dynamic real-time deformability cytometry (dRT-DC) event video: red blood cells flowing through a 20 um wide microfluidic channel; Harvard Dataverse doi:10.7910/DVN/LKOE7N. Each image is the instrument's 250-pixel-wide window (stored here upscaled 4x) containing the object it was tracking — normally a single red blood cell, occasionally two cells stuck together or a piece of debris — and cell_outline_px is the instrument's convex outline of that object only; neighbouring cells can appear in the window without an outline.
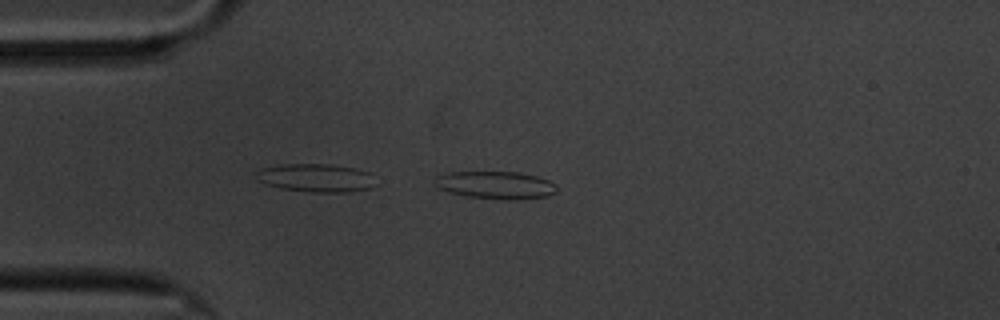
{"species": "common noctule bat (a hibernating species)", "species_latin": "Nyctalus noctula", "temperature_condition": "cold", "stored_images_in_passage": 43, "camera_frame_rate_fps": 3000, "um_per_image_px": 0.085, "animal": {"sex": "male", "body_mass_g": 20.1, "forearm_length_mm": 53.5}, "frame": {"image": 1, "passage_image": 1, "time_ms": 0.0, "image_size_px": [1000, 320], "cell_outline_px": [[560, 188], [556, 192], [548, 196], [504, 200], [468, 196], [448, 192], [436, 188], [436, 176], [448, 172], [516, 172], [536, 176], [548, 180], [556, 184]], "centroid_in_image_um": [42.14, 15.73], "position_along_channel_um": 42.9, "area_um2": 19.59}}
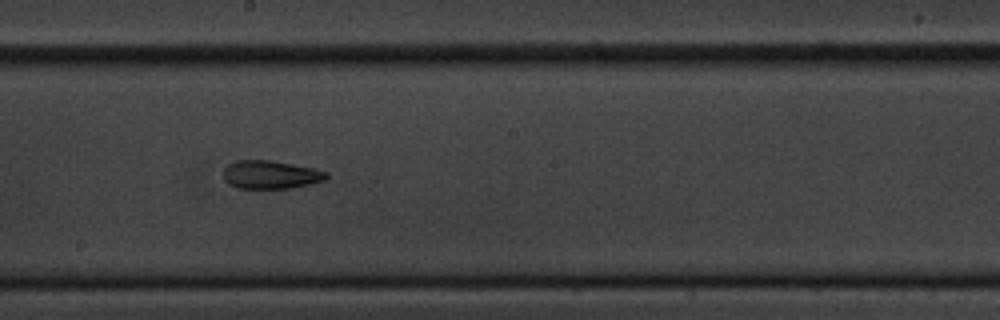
{"frame": {"image": 2, "passage_image": 19, "time_ms": 6.0, "image_size_px": [1000, 320], "cell_outline_px": [[328, 176], [324, 180], [312, 184], [292, 188], [236, 188], [228, 184], [224, 180], [224, 168], [228, 164], [236, 160], [268, 160], [292, 164], [312, 168], [328, 172]], "centroid_in_image_um": [22.98, 14.85], "position_along_channel_um": 225.2, "area_um2": 16.99}}
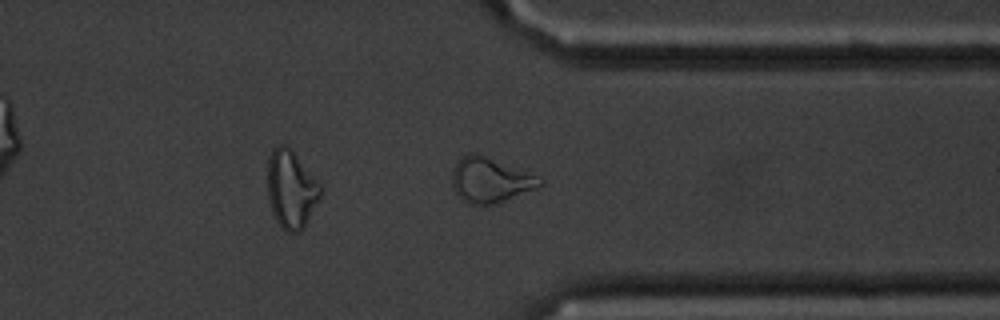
{"frame": {"image": 3, "passage_image": 32, "time_ms": 10.333, "image_size_px": [1000, 320], "cell_outline_px": [[544, 184], [536, 188], [504, 200], [492, 204], [468, 204], [452, 188], [452, 172], [460, 156], [468, 152], [476, 152], [544, 180]], "centroid_in_image_um": [41.6, 15.29], "position_along_channel_um": 369.8, "area_um2": 22.43}, "authors_computed_cell_mechanics": {"area_um2": 17.629, "velocity_mm_per_s": 3.3671, "shape_relaxation_time_tau1_ms": null, "shape_relaxation_time_tau2_ms": 6.3514, "deformation_change_tau1": null, "deformation_change_tau2": 0.169}}